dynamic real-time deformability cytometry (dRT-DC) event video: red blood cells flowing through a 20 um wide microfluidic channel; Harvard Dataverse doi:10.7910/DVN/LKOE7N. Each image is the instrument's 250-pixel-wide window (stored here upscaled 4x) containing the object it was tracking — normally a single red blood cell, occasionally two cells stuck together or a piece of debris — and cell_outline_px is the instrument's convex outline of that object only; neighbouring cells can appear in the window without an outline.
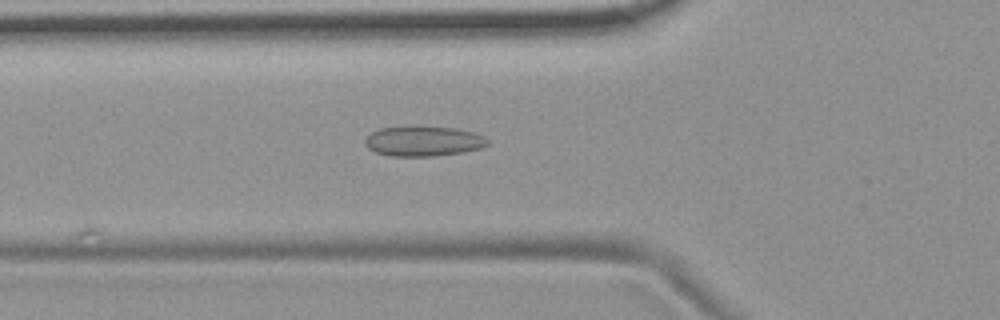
{"species": "common noctule bat (a hibernating species)", "species_latin": "Nyctalus noctula", "temperature_condition": "room temperature", "stored_images_in_passage": 11, "camera_frame_rate_fps": 3000, "um_per_image_px": 0.085, "animal": {"sex": "female", "body_mass_g": 19.9}, "frame": {"image": 1, "passage_image": 2, "time_ms": 0.333, "image_size_px": [1000, 320], "cell_outline_px": [[488, 144], [480, 148], [464, 152], [432, 156], [388, 156], [376, 152], [368, 148], [364, 144], [364, 140], [372, 132], [380, 128], [412, 124], [456, 128], [476, 132], [484, 136], [488, 140]], "centroid_in_image_um": [35.97, 11.96], "position_along_channel_um": 89.8, "area_um2": 22.14}}